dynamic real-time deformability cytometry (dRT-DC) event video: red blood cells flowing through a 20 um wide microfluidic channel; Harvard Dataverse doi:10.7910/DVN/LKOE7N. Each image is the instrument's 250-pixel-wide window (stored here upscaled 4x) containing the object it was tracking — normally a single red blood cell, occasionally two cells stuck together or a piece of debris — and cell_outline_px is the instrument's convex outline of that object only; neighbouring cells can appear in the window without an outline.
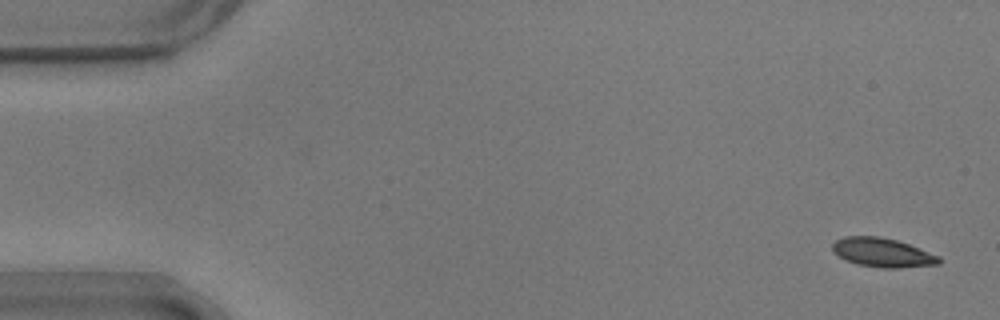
{"species": "common noctule bat (a hibernating species)", "species_latin": "Nyctalus noctula", "temperature_condition": "warm", "stored_images_in_passage": 56, "camera_frame_rate_fps": 3000, "um_per_image_px": 0.085, "animal": {"sex": "male", "body_mass_g": 17.9}, "frame": {"image": 1, "passage_image": 1, "time_ms": 0.0, "image_size_px": [1000, 320], "cell_outline_px": [[940, 264], [896, 268], [884, 268], [856, 264], [832, 252], [832, 244], [836, 240], [844, 236], [880, 236], [896, 240], [908, 244], [940, 256]], "centroid_in_image_um": [75.0, 21.46], "position_along_channel_um": 10.0, "area_um2": 17.92}}
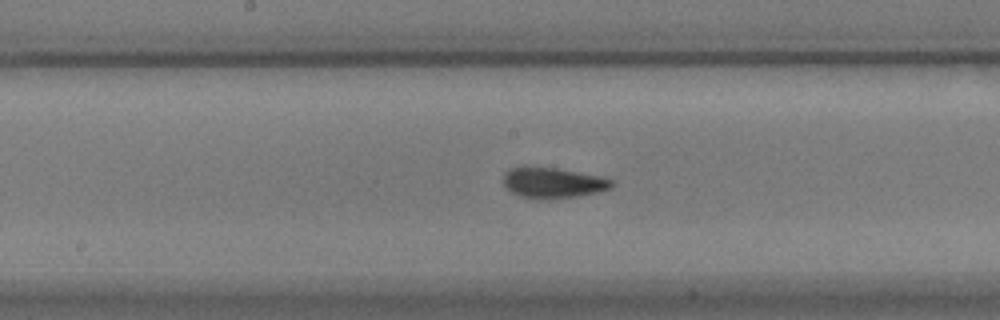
{"frame": {"image": 2, "passage_image": 28, "time_ms": 9.0, "image_size_px": [1000, 320], "cell_outline_px": [[616, 184], [612, 188], [600, 192], [580, 196], [548, 200], [540, 200], [520, 196], [504, 188], [504, 172], [508, 168], [520, 164], [532, 164], [556, 168], [600, 176], [612, 180]], "centroid_in_image_um": [46.95, 15.51], "position_along_channel_um": 201.3, "area_um2": 20.35}}
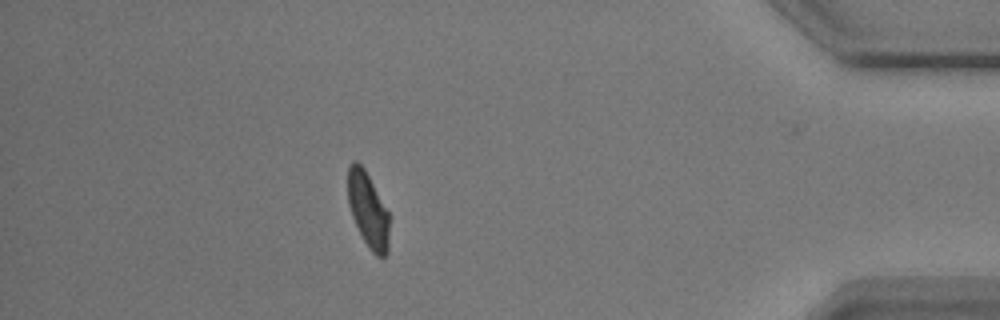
{"frame": {"image": 3, "passage_image": 49, "time_ms": 16.0, "image_size_px": [1000, 320], "cell_outline_px": [[388, 252], [384, 256], [376, 256], [368, 248], [352, 216], [348, 204], [348, 168], [352, 160], [356, 160], [364, 168], [388, 212]], "centroid_in_image_um": [31.26, 17.83], "position_along_channel_um": 403.9, "area_um2": 17.8}, "authors_computed_cell_mechanics": {"area_um2": 18.7272, "velocity_mm_per_s": 3.5486, "shape_relaxation_time_tau1_ms": 2.8698, "shape_relaxation_time_tau2_ms": 1.2462, "deformation_change_tau1": 0.1355, "deformation_change_tau2": 0.0665}}